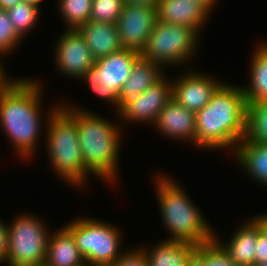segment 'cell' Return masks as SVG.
I'll list each match as a JSON object with an SVG mask.
<instances>
[{"mask_svg": "<svg viewBox=\"0 0 267 266\" xmlns=\"http://www.w3.org/2000/svg\"><path fill=\"white\" fill-rule=\"evenodd\" d=\"M11 77L0 85V127L19 159L26 161L38 151L47 118L60 103L50 107L45 120L42 118L43 84L32 77Z\"/></svg>", "mask_w": 267, "mask_h": 266, "instance_id": "1", "label": "cell"}, {"mask_svg": "<svg viewBox=\"0 0 267 266\" xmlns=\"http://www.w3.org/2000/svg\"><path fill=\"white\" fill-rule=\"evenodd\" d=\"M224 83L196 115V149L234 153L246 136L247 102L242 85Z\"/></svg>", "mask_w": 267, "mask_h": 266, "instance_id": "2", "label": "cell"}, {"mask_svg": "<svg viewBox=\"0 0 267 266\" xmlns=\"http://www.w3.org/2000/svg\"><path fill=\"white\" fill-rule=\"evenodd\" d=\"M75 120L84 167L108 184H118L119 155L123 139L119 121L109 120L84 106L60 104ZM85 108V109H84ZM117 122V123H116ZM119 163V164H118ZM116 180V181H115ZM115 182V184H114Z\"/></svg>", "mask_w": 267, "mask_h": 266, "instance_id": "3", "label": "cell"}, {"mask_svg": "<svg viewBox=\"0 0 267 266\" xmlns=\"http://www.w3.org/2000/svg\"><path fill=\"white\" fill-rule=\"evenodd\" d=\"M154 187L164 227L169 232L165 240H175L195 245L205 244L215 238V231L204 214L191 200L185 188L171 175L155 174ZM181 185V186H180ZM171 236V237H170Z\"/></svg>", "mask_w": 267, "mask_h": 266, "instance_id": "4", "label": "cell"}, {"mask_svg": "<svg viewBox=\"0 0 267 266\" xmlns=\"http://www.w3.org/2000/svg\"><path fill=\"white\" fill-rule=\"evenodd\" d=\"M44 132L50 169L72 189L87 185L91 174L84 167L76 120L59 105L48 116Z\"/></svg>", "mask_w": 267, "mask_h": 266, "instance_id": "5", "label": "cell"}, {"mask_svg": "<svg viewBox=\"0 0 267 266\" xmlns=\"http://www.w3.org/2000/svg\"><path fill=\"white\" fill-rule=\"evenodd\" d=\"M93 218L77 217L63 226L72 234L86 265L111 266L125 252L123 234L118 226Z\"/></svg>", "mask_w": 267, "mask_h": 266, "instance_id": "6", "label": "cell"}, {"mask_svg": "<svg viewBox=\"0 0 267 266\" xmlns=\"http://www.w3.org/2000/svg\"><path fill=\"white\" fill-rule=\"evenodd\" d=\"M200 37L188 26L156 21L141 56L163 69L168 66L181 68L183 64H191V59L196 57Z\"/></svg>", "mask_w": 267, "mask_h": 266, "instance_id": "7", "label": "cell"}, {"mask_svg": "<svg viewBox=\"0 0 267 266\" xmlns=\"http://www.w3.org/2000/svg\"><path fill=\"white\" fill-rule=\"evenodd\" d=\"M12 221L7 222L6 265L30 266L44 263L50 234L46 222L39 216L27 212L15 215Z\"/></svg>", "mask_w": 267, "mask_h": 266, "instance_id": "8", "label": "cell"}, {"mask_svg": "<svg viewBox=\"0 0 267 266\" xmlns=\"http://www.w3.org/2000/svg\"><path fill=\"white\" fill-rule=\"evenodd\" d=\"M164 74L146 91L125 101L117 114L120 125L122 123L151 124L154 126L160 112L173 98L172 79ZM127 124H126V123Z\"/></svg>", "mask_w": 267, "mask_h": 266, "instance_id": "9", "label": "cell"}, {"mask_svg": "<svg viewBox=\"0 0 267 266\" xmlns=\"http://www.w3.org/2000/svg\"><path fill=\"white\" fill-rule=\"evenodd\" d=\"M56 41L54 61L64 77L80 79L95 63L91 50L77 29H64Z\"/></svg>", "mask_w": 267, "mask_h": 266, "instance_id": "10", "label": "cell"}, {"mask_svg": "<svg viewBox=\"0 0 267 266\" xmlns=\"http://www.w3.org/2000/svg\"><path fill=\"white\" fill-rule=\"evenodd\" d=\"M156 21V8L124 4L116 22L122 48L134 50L141 54Z\"/></svg>", "mask_w": 267, "mask_h": 266, "instance_id": "11", "label": "cell"}, {"mask_svg": "<svg viewBox=\"0 0 267 266\" xmlns=\"http://www.w3.org/2000/svg\"><path fill=\"white\" fill-rule=\"evenodd\" d=\"M187 71L172 79V93L181 106L187 110L198 112L211 100L212 95L224 83L216 80L212 75L186 68ZM212 76V77H211Z\"/></svg>", "mask_w": 267, "mask_h": 266, "instance_id": "12", "label": "cell"}, {"mask_svg": "<svg viewBox=\"0 0 267 266\" xmlns=\"http://www.w3.org/2000/svg\"><path fill=\"white\" fill-rule=\"evenodd\" d=\"M154 129L160 135L180 141H188L196 146V115L195 112L187 110L175 99H171L160 112Z\"/></svg>", "mask_w": 267, "mask_h": 266, "instance_id": "13", "label": "cell"}, {"mask_svg": "<svg viewBox=\"0 0 267 266\" xmlns=\"http://www.w3.org/2000/svg\"><path fill=\"white\" fill-rule=\"evenodd\" d=\"M141 57L139 52L120 49L107 57L95 60V64L105 73L108 80V103L119 111V98L124 83L129 78L134 63Z\"/></svg>", "mask_w": 267, "mask_h": 266, "instance_id": "14", "label": "cell"}, {"mask_svg": "<svg viewBox=\"0 0 267 266\" xmlns=\"http://www.w3.org/2000/svg\"><path fill=\"white\" fill-rule=\"evenodd\" d=\"M209 15L201 5L191 0H159L157 6V21L188 26L200 36Z\"/></svg>", "mask_w": 267, "mask_h": 266, "instance_id": "15", "label": "cell"}, {"mask_svg": "<svg viewBox=\"0 0 267 266\" xmlns=\"http://www.w3.org/2000/svg\"><path fill=\"white\" fill-rule=\"evenodd\" d=\"M261 227L253 217L247 218L237 230L232 232L229 239L223 243L215 231V240L228 253L237 266H254L256 242ZM217 234V235H216Z\"/></svg>", "mask_w": 267, "mask_h": 266, "instance_id": "16", "label": "cell"}, {"mask_svg": "<svg viewBox=\"0 0 267 266\" xmlns=\"http://www.w3.org/2000/svg\"><path fill=\"white\" fill-rule=\"evenodd\" d=\"M95 60L122 49L116 24L89 20L77 28Z\"/></svg>", "mask_w": 267, "mask_h": 266, "instance_id": "17", "label": "cell"}, {"mask_svg": "<svg viewBox=\"0 0 267 266\" xmlns=\"http://www.w3.org/2000/svg\"><path fill=\"white\" fill-rule=\"evenodd\" d=\"M234 160L250 179L267 187V143L253 142L245 137L236 146Z\"/></svg>", "mask_w": 267, "mask_h": 266, "instance_id": "18", "label": "cell"}, {"mask_svg": "<svg viewBox=\"0 0 267 266\" xmlns=\"http://www.w3.org/2000/svg\"><path fill=\"white\" fill-rule=\"evenodd\" d=\"M45 262L49 266H84L83 255L78 250L72 234L62 226L51 231L47 244Z\"/></svg>", "mask_w": 267, "mask_h": 266, "instance_id": "19", "label": "cell"}, {"mask_svg": "<svg viewBox=\"0 0 267 266\" xmlns=\"http://www.w3.org/2000/svg\"><path fill=\"white\" fill-rule=\"evenodd\" d=\"M155 245L152 248L151 245L147 248L140 246L147 255L150 266H186L197 249V245L192 243L165 239Z\"/></svg>", "mask_w": 267, "mask_h": 266, "instance_id": "20", "label": "cell"}, {"mask_svg": "<svg viewBox=\"0 0 267 266\" xmlns=\"http://www.w3.org/2000/svg\"><path fill=\"white\" fill-rule=\"evenodd\" d=\"M164 71L159 64L146 60L141 56L134 63L131 74L122 87L119 109L125 101L140 95L156 83L165 74Z\"/></svg>", "mask_w": 267, "mask_h": 266, "instance_id": "21", "label": "cell"}, {"mask_svg": "<svg viewBox=\"0 0 267 266\" xmlns=\"http://www.w3.org/2000/svg\"><path fill=\"white\" fill-rule=\"evenodd\" d=\"M254 48L249 69V83L242 86L247 104L267 100V40Z\"/></svg>", "mask_w": 267, "mask_h": 266, "instance_id": "22", "label": "cell"}, {"mask_svg": "<svg viewBox=\"0 0 267 266\" xmlns=\"http://www.w3.org/2000/svg\"><path fill=\"white\" fill-rule=\"evenodd\" d=\"M245 138L253 142L267 143V100L247 104Z\"/></svg>", "mask_w": 267, "mask_h": 266, "instance_id": "23", "label": "cell"}, {"mask_svg": "<svg viewBox=\"0 0 267 266\" xmlns=\"http://www.w3.org/2000/svg\"><path fill=\"white\" fill-rule=\"evenodd\" d=\"M57 5L66 29H77L90 20L92 0H57Z\"/></svg>", "mask_w": 267, "mask_h": 266, "instance_id": "24", "label": "cell"}, {"mask_svg": "<svg viewBox=\"0 0 267 266\" xmlns=\"http://www.w3.org/2000/svg\"><path fill=\"white\" fill-rule=\"evenodd\" d=\"M40 10L34 5L20 2L6 11L16 32L24 39L39 22Z\"/></svg>", "mask_w": 267, "mask_h": 266, "instance_id": "25", "label": "cell"}, {"mask_svg": "<svg viewBox=\"0 0 267 266\" xmlns=\"http://www.w3.org/2000/svg\"><path fill=\"white\" fill-rule=\"evenodd\" d=\"M124 4V0H92L90 20L116 24Z\"/></svg>", "mask_w": 267, "mask_h": 266, "instance_id": "26", "label": "cell"}, {"mask_svg": "<svg viewBox=\"0 0 267 266\" xmlns=\"http://www.w3.org/2000/svg\"><path fill=\"white\" fill-rule=\"evenodd\" d=\"M23 38L16 32L6 10L0 9V59L19 47Z\"/></svg>", "mask_w": 267, "mask_h": 266, "instance_id": "27", "label": "cell"}, {"mask_svg": "<svg viewBox=\"0 0 267 266\" xmlns=\"http://www.w3.org/2000/svg\"><path fill=\"white\" fill-rule=\"evenodd\" d=\"M195 253L203 260L204 266H237L215 239L198 245Z\"/></svg>", "mask_w": 267, "mask_h": 266, "instance_id": "28", "label": "cell"}, {"mask_svg": "<svg viewBox=\"0 0 267 266\" xmlns=\"http://www.w3.org/2000/svg\"><path fill=\"white\" fill-rule=\"evenodd\" d=\"M80 80L86 82L85 84L93 94L95 93V96L97 95L98 98L103 99V102L108 103V80L105 73L95 63Z\"/></svg>", "mask_w": 267, "mask_h": 266, "instance_id": "29", "label": "cell"}, {"mask_svg": "<svg viewBox=\"0 0 267 266\" xmlns=\"http://www.w3.org/2000/svg\"><path fill=\"white\" fill-rule=\"evenodd\" d=\"M111 266H150L147 255L139 246L125 249V252Z\"/></svg>", "mask_w": 267, "mask_h": 266, "instance_id": "30", "label": "cell"}, {"mask_svg": "<svg viewBox=\"0 0 267 266\" xmlns=\"http://www.w3.org/2000/svg\"><path fill=\"white\" fill-rule=\"evenodd\" d=\"M255 265L267 261V235L260 230L256 242Z\"/></svg>", "mask_w": 267, "mask_h": 266, "instance_id": "31", "label": "cell"}, {"mask_svg": "<svg viewBox=\"0 0 267 266\" xmlns=\"http://www.w3.org/2000/svg\"><path fill=\"white\" fill-rule=\"evenodd\" d=\"M8 251V227L7 222L0 218V262L6 263V255Z\"/></svg>", "mask_w": 267, "mask_h": 266, "instance_id": "32", "label": "cell"}, {"mask_svg": "<svg viewBox=\"0 0 267 266\" xmlns=\"http://www.w3.org/2000/svg\"><path fill=\"white\" fill-rule=\"evenodd\" d=\"M159 0H124L125 4L129 5H139V6H149L156 8L158 6Z\"/></svg>", "mask_w": 267, "mask_h": 266, "instance_id": "33", "label": "cell"}, {"mask_svg": "<svg viewBox=\"0 0 267 266\" xmlns=\"http://www.w3.org/2000/svg\"><path fill=\"white\" fill-rule=\"evenodd\" d=\"M192 2H196V4L201 5L210 15L212 14V10L214 9L215 4H217L218 0H191Z\"/></svg>", "mask_w": 267, "mask_h": 266, "instance_id": "34", "label": "cell"}, {"mask_svg": "<svg viewBox=\"0 0 267 266\" xmlns=\"http://www.w3.org/2000/svg\"><path fill=\"white\" fill-rule=\"evenodd\" d=\"M252 217L257 221L261 230L267 235V212H262V214L260 213Z\"/></svg>", "mask_w": 267, "mask_h": 266, "instance_id": "35", "label": "cell"}, {"mask_svg": "<svg viewBox=\"0 0 267 266\" xmlns=\"http://www.w3.org/2000/svg\"><path fill=\"white\" fill-rule=\"evenodd\" d=\"M186 266H204V262L196 253H194L187 261Z\"/></svg>", "mask_w": 267, "mask_h": 266, "instance_id": "36", "label": "cell"}, {"mask_svg": "<svg viewBox=\"0 0 267 266\" xmlns=\"http://www.w3.org/2000/svg\"><path fill=\"white\" fill-rule=\"evenodd\" d=\"M20 2L21 0H0V9L7 10Z\"/></svg>", "mask_w": 267, "mask_h": 266, "instance_id": "37", "label": "cell"}, {"mask_svg": "<svg viewBox=\"0 0 267 266\" xmlns=\"http://www.w3.org/2000/svg\"><path fill=\"white\" fill-rule=\"evenodd\" d=\"M2 59H0V85H2L10 76H8V73L5 69V65H3V62H1Z\"/></svg>", "mask_w": 267, "mask_h": 266, "instance_id": "38", "label": "cell"}, {"mask_svg": "<svg viewBox=\"0 0 267 266\" xmlns=\"http://www.w3.org/2000/svg\"><path fill=\"white\" fill-rule=\"evenodd\" d=\"M21 2L31 4V5H34L38 8H40L41 7L40 4L43 2V0H21Z\"/></svg>", "mask_w": 267, "mask_h": 266, "instance_id": "39", "label": "cell"}, {"mask_svg": "<svg viewBox=\"0 0 267 266\" xmlns=\"http://www.w3.org/2000/svg\"><path fill=\"white\" fill-rule=\"evenodd\" d=\"M30 266H49V265L46 262H44V263L30 265Z\"/></svg>", "mask_w": 267, "mask_h": 266, "instance_id": "40", "label": "cell"}, {"mask_svg": "<svg viewBox=\"0 0 267 266\" xmlns=\"http://www.w3.org/2000/svg\"><path fill=\"white\" fill-rule=\"evenodd\" d=\"M254 266H267V261L266 262H263V263H260V264H256Z\"/></svg>", "mask_w": 267, "mask_h": 266, "instance_id": "41", "label": "cell"}]
</instances>
